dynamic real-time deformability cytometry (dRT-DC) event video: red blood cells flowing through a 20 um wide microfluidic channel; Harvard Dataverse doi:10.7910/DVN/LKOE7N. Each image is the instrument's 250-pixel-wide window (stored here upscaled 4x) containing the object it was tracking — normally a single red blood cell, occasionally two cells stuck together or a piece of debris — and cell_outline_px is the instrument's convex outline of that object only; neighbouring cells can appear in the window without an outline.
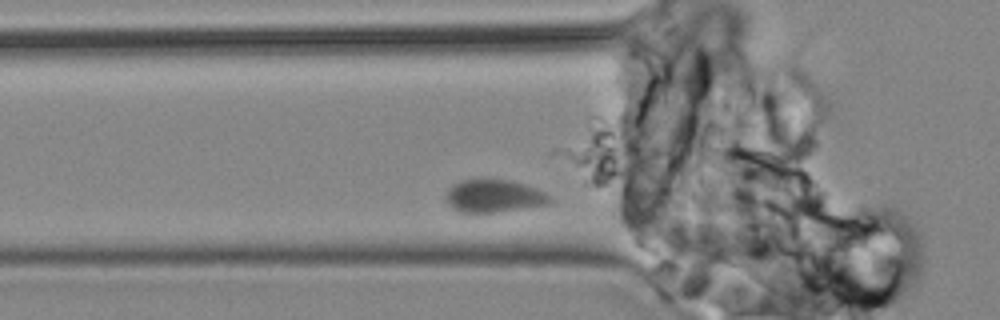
{"species": "common noctule bat (a hibernating species)", "species_latin": "Nyctalus noctula", "temperature_condition": "cold", "stored_images_in_passage": 5, "camera_frame_rate_fps": 3000, "um_per_image_px": 0.085, "animal": {"sex": "male", "body_mass_g": 19.2, "forearm_length_mm": 51.8}, "frame": {"image": 1, "passage_image": 2, "time_ms": 1.0, "image_size_px": [1000, 320], "cell_outline_px": [[552, 204], [496, 212], [460, 212], [452, 208], [448, 204], [448, 188], [452, 184], [460, 180], [508, 180], [524, 184], [536, 188], [544, 192], [552, 200]], "centroid_in_image_um": [42.0, 16.67], "position_along_channel_um": 83.8, "area_um2": 19.59}}
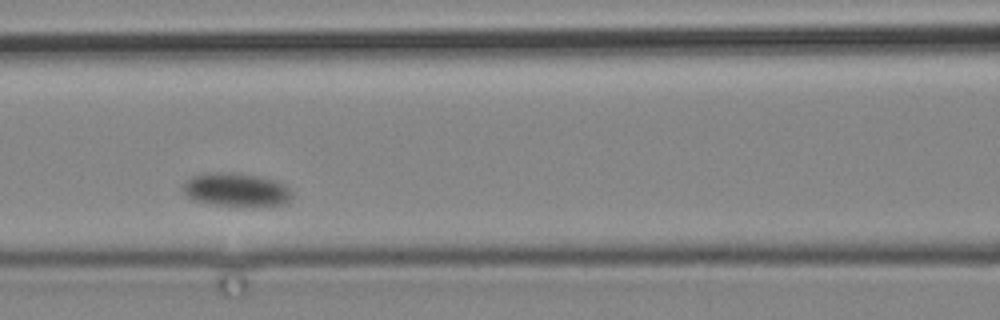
{"frame": {"image": 2, "passage_image": 4, "time_ms": 3.667, "image_size_px": [1000, 320], "cell_outline_px": [[292, 200], [284, 204], [256, 208], [212, 204], [192, 200], [180, 188], [192, 176], [204, 172], [240, 172], [260, 176], [276, 180], [284, 184], [292, 192]], "centroid_in_image_um": [20.11, 16.14], "position_along_channel_um": 146.5, "area_um2": 22.14}}